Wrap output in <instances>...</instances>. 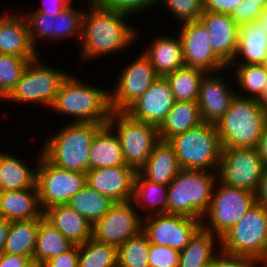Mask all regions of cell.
Wrapping results in <instances>:
<instances>
[{
    "label": "cell",
    "instance_id": "obj_46",
    "mask_svg": "<svg viewBox=\"0 0 267 267\" xmlns=\"http://www.w3.org/2000/svg\"><path fill=\"white\" fill-rule=\"evenodd\" d=\"M46 267H78V245L61 253L58 257L45 261Z\"/></svg>",
    "mask_w": 267,
    "mask_h": 267
},
{
    "label": "cell",
    "instance_id": "obj_52",
    "mask_svg": "<svg viewBox=\"0 0 267 267\" xmlns=\"http://www.w3.org/2000/svg\"><path fill=\"white\" fill-rule=\"evenodd\" d=\"M11 221L0 217V254L3 253Z\"/></svg>",
    "mask_w": 267,
    "mask_h": 267
},
{
    "label": "cell",
    "instance_id": "obj_36",
    "mask_svg": "<svg viewBox=\"0 0 267 267\" xmlns=\"http://www.w3.org/2000/svg\"><path fill=\"white\" fill-rule=\"evenodd\" d=\"M205 75L203 70L183 66L165 76L168 80L175 101H197L199 85Z\"/></svg>",
    "mask_w": 267,
    "mask_h": 267
},
{
    "label": "cell",
    "instance_id": "obj_51",
    "mask_svg": "<svg viewBox=\"0 0 267 267\" xmlns=\"http://www.w3.org/2000/svg\"><path fill=\"white\" fill-rule=\"evenodd\" d=\"M255 148L261 158L263 167L267 168V122L262 129V134Z\"/></svg>",
    "mask_w": 267,
    "mask_h": 267
},
{
    "label": "cell",
    "instance_id": "obj_48",
    "mask_svg": "<svg viewBox=\"0 0 267 267\" xmlns=\"http://www.w3.org/2000/svg\"><path fill=\"white\" fill-rule=\"evenodd\" d=\"M42 1L44 3V7L39 8L38 10L36 9V11L39 14L54 16L55 14L66 9L71 4L72 0H49L48 2H45L47 0Z\"/></svg>",
    "mask_w": 267,
    "mask_h": 267
},
{
    "label": "cell",
    "instance_id": "obj_21",
    "mask_svg": "<svg viewBox=\"0 0 267 267\" xmlns=\"http://www.w3.org/2000/svg\"><path fill=\"white\" fill-rule=\"evenodd\" d=\"M222 80L220 75H216V73H205L201 79L197 103L203 122L217 123L237 95Z\"/></svg>",
    "mask_w": 267,
    "mask_h": 267
},
{
    "label": "cell",
    "instance_id": "obj_50",
    "mask_svg": "<svg viewBox=\"0 0 267 267\" xmlns=\"http://www.w3.org/2000/svg\"><path fill=\"white\" fill-rule=\"evenodd\" d=\"M256 203L267 209V168L263 169L258 189L255 193Z\"/></svg>",
    "mask_w": 267,
    "mask_h": 267
},
{
    "label": "cell",
    "instance_id": "obj_20",
    "mask_svg": "<svg viewBox=\"0 0 267 267\" xmlns=\"http://www.w3.org/2000/svg\"><path fill=\"white\" fill-rule=\"evenodd\" d=\"M199 20L209 32L214 54L228 67L237 52L239 25L230 15L211 11H203Z\"/></svg>",
    "mask_w": 267,
    "mask_h": 267
},
{
    "label": "cell",
    "instance_id": "obj_32",
    "mask_svg": "<svg viewBox=\"0 0 267 267\" xmlns=\"http://www.w3.org/2000/svg\"><path fill=\"white\" fill-rule=\"evenodd\" d=\"M216 235L202 227L180 252L178 267H209L215 254Z\"/></svg>",
    "mask_w": 267,
    "mask_h": 267
},
{
    "label": "cell",
    "instance_id": "obj_56",
    "mask_svg": "<svg viewBox=\"0 0 267 267\" xmlns=\"http://www.w3.org/2000/svg\"><path fill=\"white\" fill-rule=\"evenodd\" d=\"M248 1H251L252 3H256L263 8L267 0H248Z\"/></svg>",
    "mask_w": 267,
    "mask_h": 267
},
{
    "label": "cell",
    "instance_id": "obj_22",
    "mask_svg": "<svg viewBox=\"0 0 267 267\" xmlns=\"http://www.w3.org/2000/svg\"><path fill=\"white\" fill-rule=\"evenodd\" d=\"M5 15L0 18V54H12L30 61L36 59L38 53L31 42L25 17Z\"/></svg>",
    "mask_w": 267,
    "mask_h": 267
},
{
    "label": "cell",
    "instance_id": "obj_38",
    "mask_svg": "<svg viewBox=\"0 0 267 267\" xmlns=\"http://www.w3.org/2000/svg\"><path fill=\"white\" fill-rule=\"evenodd\" d=\"M150 242L141 230L117 248L118 267H149Z\"/></svg>",
    "mask_w": 267,
    "mask_h": 267
},
{
    "label": "cell",
    "instance_id": "obj_16",
    "mask_svg": "<svg viewBox=\"0 0 267 267\" xmlns=\"http://www.w3.org/2000/svg\"><path fill=\"white\" fill-rule=\"evenodd\" d=\"M179 36L182 42L185 66L198 68L205 73L218 72L227 66L214 54L211 37L198 19L183 22Z\"/></svg>",
    "mask_w": 267,
    "mask_h": 267
},
{
    "label": "cell",
    "instance_id": "obj_13",
    "mask_svg": "<svg viewBox=\"0 0 267 267\" xmlns=\"http://www.w3.org/2000/svg\"><path fill=\"white\" fill-rule=\"evenodd\" d=\"M142 221V231L151 244L181 252L202 227L200 219L176 214H152Z\"/></svg>",
    "mask_w": 267,
    "mask_h": 267
},
{
    "label": "cell",
    "instance_id": "obj_57",
    "mask_svg": "<svg viewBox=\"0 0 267 267\" xmlns=\"http://www.w3.org/2000/svg\"><path fill=\"white\" fill-rule=\"evenodd\" d=\"M263 11L267 13V1H266V4L263 7Z\"/></svg>",
    "mask_w": 267,
    "mask_h": 267
},
{
    "label": "cell",
    "instance_id": "obj_23",
    "mask_svg": "<svg viewBox=\"0 0 267 267\" xmlns=\"http://www.w3.org/2000/svg\"><path fill=\"white\" fill-rule=\"evenodd\" d=\"M0 217L10 221L44 218L37 186L26 190L1 191Z\"/></svg>",
    "mask_w": 267,
    "mask_h": 267
},
{
    "label": "cell",
    "instance_id": "obj_11",
    "mask_svg": "<svg viewBox=\"0 0 267 267\" xmlns=\"http://www.w3.org/2000/svg\"><path fill=\"white\" fill-rule=\"evenodd\" d=\"M39 58L26 66L15 89L6 98L16 102L40 103L51 107L69 73L39 64Z\"/></svg>",
    "mask_w": 267,
    "mask_h": 267
},
{
    "label": "cell",
    "instance_id": "obj_15",
    "mask_svg": "<svg viewBox=\"0 0 267 267\" xmlns=\"http://www.w3.org/2000/svg\"><path fill=\"white\" fill-rule=\"evenodd\" d=\"M159 76L149 59L142 53L121 71L116 88L110 92L112 111H126L153 84Z\"/></svg>",
    "mask_w": 267,
    "mask_h": 267
},
{
    "label": "cell",
    "instance_id": "obj_44",
    "mask_svg": "<svg viewBox=\"0 0 267 267\" xmlns=\"http://www.w3.org/2000/svg\"><path fill=\"white\" fill-rule=\"evenodd\" d=\"M219 252L214 256L209 267H257L256 265L259 263L267 267V261L232 255L222 250Z\"/></svg>",
    "mask_w": 267,
    "mask_h": 267
},
{
    "label": "cell",
    "instance_id": "obj_2",
    "mask_svg": "<svg viewBox=\"0 0 267 267\" xmlns=\"http://www.w3.org/2000/svg\"><path fill=\"white\" fill-rule=\"evenodd\" d=\"M63 127L45 142L42 155L55 166L87 173L89 154L96 133L103 123H72Z\"/></svg>",
    "mask_w": 267,
    "mask_h": 267
},
{
    "label": "cell",
    "instance_id": "obj_8",
    "mask_svg": "<svg viewBox=\"0 0 267 267\" xmlns=\"http://www.w3.org/2000/svg\"><path fill=\"white\" fill-rule=\"evenodd\" d=\"M107 124L116 129L126 165L138 172L160 141L157 127L135 120L125 111H112Z\"/></svg>",
    "mask_w": 267,
    "mask_h": 267
},
{
    "label": "cell",
    "instance_id": "obj_30",
    "mask_svg": "<svg viewBox=\"0 0 267 267\" xmlns=\"http://www.w3.org/2000/svg\"><path fill=\"white\" fill-rule=\"evenodd\" d=\"M36 185L34 171L15 156L0 152V192L26 190Z\"/></svg>",
    "mask_w": 267,
    "mask_h": 267
},
{
    "label": "cell",
    "instance_id": "obj_42",
    "mask_svg": "<svg viewBox=\"0 0 267 267\" xmlns=\"http://www.w3.org/2000/svg\"><path fill=\"white\" fill-rule=\"evenodd\" d=\"M93 3L101 8L121 12L130 16L134 13H139L138 11L141 12L143 9L145 11L149 7H152V5L158 4V0H94Z\"/></svg>",
    "mask_w": 267,
    "mask_h": 267
},
{
    "label": "cell",
    "instance_id": "obj_18",
    "mask_svg": "<svg viewBox=\"0 0 267 267\" xmlns=\"http://www.w3.org/2000/svg\"><path fill=\"white\" fill-rule=\"evenodd\" d=\"M174 104L175 98L168 80L159 76L125 112L135 120L158 128Z\"/></svg>",
    "mask_w": 267,
    "mask_h": 267
},
{
    "label": "cell",
    "instance_id": "obj_26",
    "mask_svg": "<svg viewBox=\"0 0 267 267\" xmlns=\"http://www.w3.org/2000/svg\"><path fill=\"white\" fill-rule=\"evenodd\" d=\"M143 54L149 59L158 76L165 77L185 66L180 36H158Z\"/></svg>",
    "mask_w": 267,
    "mask_h": 267
},
{
    "label": "cell",
    "instance_id": "obj_43",
    "mask_svg": "<svg viewBox=\"0 0 267 267\" xmlns=\"http://www.w3.org/2000/svg\"><path fill=\"white\" fill-rule=\"evenodd\" d=\"M180 252L169 247L151 244L149 247V267H178Z\"/></svg>",
    "mask_w": 267,
    "mask_h": 267
},
{
    "label": "cell",
    "instance_id": "obj_7",
    "mask_svg": "<svg viewBox=\"0 0 267 267\" xmlns=\"http://www.w3.org/2000/svg\"><path fill=\"white\" fill-rule=\"evenodd\" d=\"M220 250L267 261V209L255 203L220 238Z\"/></svg>",
    "mask_w": 267,
    "mask_h": 267
},
{
    "label": "cell",
    "instance_id": "obj_53",
    "mask_svg": "<svg viewBox=\"0 0 267 267\" xmlns=\"http://www.w3.org/2000/svg\"><path fill=\"white\" fill-rule=\"evenodd\" d=\"M260 28H263L267 33V13L262 10L258 19L255 21Z\"/></svg>",
    "mask_w": 267,
    "mask_h": 267
},
{
    "label": "cell",
    "instance_id": "obj_29",
    "mask_svg": "<svg viewBox=\"0 0 267 267\" xmlns=\"http://www.w3.org/2000/svg\"><path fill=\"white\" fill-rule=\"evenodd\" d=\"M202 122L197 101H175L174 106L157 128L159 139L168 141L173 136L184 133Z\"/></svg>",
    "mask_w": 267,
    "mask_h": 267
},
{
    "label": "cell",
    "instance_id": "obj_45",
    "mask_svg": "<svg viewBox=\"0 0 267 267\" xmlns=\"http://www.w3.org/2000/svg\"><path fill=\"white\" fill-rule=\"evenodd\" d=\"M263 8L256 3L243 0L232 11L231 17L238 25L255 22L261 14Z\"/></svg>",
    "mask_w": 267,
    "mask_h": 267
},
{
    "label": "cell",
    "instance_id": "obj_35",
    "mask_svg": "<svg viewBox=\"0 0 267 267\" xmlns=\"http://www.w3.org/2000/svg\"><path fill=\"white\" fill-rule=\"evenodd\" d=\"M132 201L137 203L136 206L138 205V207L145 209L149 207L148 209L151 211L148 215L167 213L168 186L151 182L136 172ZM140 202L145 203L141 204Z\"/></svg>",
    "mask_w": 267,
    "mask_h": 267
},
{
    "label": "cell",
    "instance_id": "obj_54",
    "mask_svg": "<svg viewBox=\"0 0 267 267\" xmlns=\"http://www.w3.org/2000/svg\"><path fill=\"white\" fill-rule=\"evenodd\" d=\"M25 267H46V264L43 261L31 259L28 261Z\"/></svg>",
    "mask_w": 267,
    "mask_h": 267
},
{
    "label": "cell",
    "instance_id": "obj_5",
    "mask_svg": "<svg viewBox=\"0 0 267 267\" xmlns=\"http://www.w3.org/2000/svg\"><path fill=\"white\" fill-rule=\"evenodd\" d=\"M181 169L168 185L167 214L183 215L203 221L216 182L215 173Z\"/></svg>",
    "mask_w": 267,
    "mask_h": 267
},
{
    "label": "cell",
    "instance_id": "obj_58",
    "mask_svg": "<svg viewBox=\"0 0 267 267\" xmlns=\"http://www.w3.org/2000/svg\"><path fill=\"white\" fill-rule=\"evenodd\" d=\"M85 2H91V4L94 2V0H85Z\"/></svg>",
    "mask_w": 267,
    "mask_h": 267
},
{
    "label": "cell",
    "instance_id": "obj_12",
    "mask_svg": "<svg viewBox=\"0 0 267 267\" xmlns=\"http://www.w3.org/2000/svg\"><path fill=\"white\" fill-rule=\"evenodd\" d=\"M263 169L256 148H223L217 178L228 186L256 193Z\"/></svg>",
    "mask_w": 267,
    "mask_h": 267
},
{
    "label": "cell",
    "instance_id": "obj_39",
    "mask_svg": "<svg viewBox=\"0 0 267 267\" xmlns=\"http://www.w3.org/2000/svg\"><path fill=\"white\" fill-rule=\"evenodd\" d=\"M29 59L0 54V99H6L18 84Z\"/></svg>",
    "mask_w": 267,
    "mask_h": 267
},
{
    "label": "cell",
    "instance_id": "obj_10",
    "mask_svg": "<svg viewBox=\"0 0 267 267\" xmlns=\"http://www.w3.org/2000/svg\"><path fill=\"white\" fill-rule=\"evenodd\" d=\"M36 167V186L44 212L49 207L67 204L85 184L86 174L65 170L50 163L41 153Z\"/></svg>",
    "mask_w": 267,
    "mask_h": 267
},
{
    "label": "cell",
    "instance_id": "obj_17",
    "mask_svg": "<svg viewBox=\"0 0 267 267\" xmlns=\"http://www.w3.org/2000/svg\"><path fill=\"white\" fill-rule=\"evenodd\" d=\"M84 11H79L71 4L54 16L39 14L35 12L24 16L28 25L30 39L36 47V39H60L75 35L80 39L82 37V26ZM77 35V36H76Z\"/></svg>",
    "mask_w": 267,
    "mask_h": 267
},
{
    "label": "cell",
    "instance_id": "obj_41",
    "mask_svg": "<svg viewBox=\"0 0 267 267\" xmlns=\"http://www.w3.org/2000/svg\"><path fill=\"white\" fill-rule=\"evenodd\" d=\"M158 3L166 7L180 22L198 20L204 11V0H158Z\"/></svg>",
    "mask_w": 267,
    "mask_h": 267
},
{
    "label": "cell",
    "instance_id": "obj_3",
    "mask_svg": "<svg viewBox=\"0 0 267 267\" xmlns=\"http://www.w3.org/2000/svg\"><path fill=\"white\" fill-rule=\"evenodd\" d=\"M110 92L86 85L69 74L50 108L75 117L73 123L107 124L112 112Z\"/></svg>",
    "mask_w": 267,
    "mask_h": 267
},
{
    "label": "cell",
    "instance_id": "obj_49",
    "mask_svg": "<svg viewBox=\"0 0 267 267\" xmlns=\"http://www.w3.org/2000/svg\"><path fill=\"white\" fill-rule=\"evenodd\" d=\"M29 260L27 256L1 253L0 267H25Z\"/></svg>",
    "mask_w": 267,
    "mask_h": 267
},
{
    "label": "cell",
    "instance_id": "obj_14",
    "mask_svg": "<svg viewBox=\"0 0 267 267\" xmlns=\"http://www.w3.org/2000/svg\"><path fill=\"white\" fill-rule=\"evenodd\" d=\"M132 200L114 202L108 212L92 225V238L119 247L142 230V219ZM133 205V206H132Z\"/></svg>",
    "mask_w": 267,
    "mask_h": 267
},
{
    "label": "cell",
    "instance_id": "obj_1",
    "mask_svg": "<svg viewBox=\"0 0 267 267\" xmlns=\"http://www.w3.org/2000/svg\"><path fill=\"white\" fill-rule=\"evenodd\" d=\"M90 5L91 10L87 13L85 11L83 16L82 58H97L132 44L137 33L125 23V18L129 15L101 8L94 3Z\"/></svg>",
    "mask_w": 267,
    "mask_h": 267
},
{
    "label": "cell",
    "instance_id": "obj_55",
    "mask_svg": "<svg viewBox=\"0 0 267 267\" xmlns=\"http://www.w3.org/2000/svg\"><path fill=\"white\" fill-rule=\"evenodd\" d=\"M258 101L265 107L267 108V82L264 88V91L262 93V96L258 99Z\"/></svg>",
    "mask_w": 267,
    "mask_h": 267
},
{
    "label": "cell",
    "instance_id": "obj_28",
    "mask_svg": "<svg viewBox=\"0 0 267 267\" xmlns=\"http://www.w3.org/2000/svg\"><path fill=\"white\" fill-rule=\"evenodd\" d=\"M114 130L105 124L95 135L89 154V170L115 166H127L121 143Z\"/></svg>",
    "mask_w": 267,
    "mask_h": 267
},
{
    "label": "cell",
    "instance_id": "obj_59",
    "mask_svg": "<svg viewBox=\"0 0 267 267\" xmlns=\"http://www.w3.org/2000/svg\"><path fill=\"white\" fill-rule=\"evenodd\" d=\"M264 66L267 68V57H266V60H265Z\"/></svg>",
    "mask_w": 267,
    "mask_h": 267
},
{
    "label": "cell",
    "instance_id": "obj_25",
    "mask_svg": "<svg viewBox=\"0 0 267 267\" xmlns=\"http://www.w3.org/2000/svg\"><path fill=\"white\" fill-rule=\"evenodd\" d=\"M180 170L181 167L173 147L168 141L160 140L138 172L151 182L168 186Z\"/></svg>",
    "mask_w": 267,
    "mask_h": 267
},
{
    "label": "cell",
    "instance_id": "obj_31",
    "mask_svg": "<svg viewBox=\"0 0 267 267\" xmlns=\"http://www.w3.org/2000/svg\"><path fill=\"white\" fill-rule=\"evenodd\" d=\"M74 245L49 221L43 218L39 222L36 234L33 259L45 262L70 250Z\"/></svg>",
    "mask_w": 267,
    "mask_h": 267
},
{
    "label": "cell",
    "instance_id": "obj_34",
    "mask_svg": "<svg viewBox=\"0 0 267 267\" xmlns=\"http://www.w3.org/2000/svg\"><path fill=\"white\" fill-rule=\"evenodd\" d=\"M67 204L93 225L108 212L114 201L86 183Z\"/></svg>",
    "mask_w": 267,
    "mask_h": 267
},
{
    "label": "cell",
    "instance_id": "obj_37",
    "mask_svg": "<svg viewBox=\"0 0 267 267\" xmlns=\"http://www.w3.org/2000/svg\"><path fill=\"white\" fill-rule=\"evenodd\" d=\"M117 247L90 238L78 245V267H118Z\"/></svg>",
    "mask_w": 267,
    "mask_h": 267
},
{
    "label": "cell",
    "instance_id": "obj_6",
    "mask_svg": "<svg viewBox=\"0 0 267 267\" xmlns=\"http://www.w3.org/2000/svg\"><path fill=\"white\" fill-rule=\"evenodd\" d=\"M168 143L173 147L181 169H219L223 146L215 124L202 122L173 136Z\"/></svg>",
    "mask_w": 267,
    "mask_h": 267
},
{
    "label": "cell",
    "instance_id": "obj_47",
    "mask_svg": "<svg viewBox=\"0 0 267 267\" xmlns=\"http://www.w3.org/2000/svg\"><path fill=\"white\" fill-rule=\"evenodd\" d=\"M243 0H204V11L232 15V11Z\"/></svg>",
    "mask_w": 267,
    "mask_h": 267
},
{
    "label": "cell",
    "instance_id": "obj_40",
    "mask_svg": "<svg viewBox=\"0 0 267 267\" xmlns=\"http://www.w3.org/2000/svg\"><path fill=\"white\" fill-rule=\"evenodd\" d=\"M236 80L243 91L251 96L243 97L258 100L267 82V68L264 65H239L236 68Z\"/></svg>",
    "mask_w": 267,
    "mask_h": 267
},
{
    "label": "cell",
    "instance_id": "obj_24",
    "mask_svg": "<svg viewBox=\"0 0 267 267\" xmlns=\"http://www.w3.org/2000/svg\"><path fill=\"white\" fill-rule=\"evenodd\" d=\"M43 215L75 245L83 244L92 238V224L68 204L49 207L43 212Z\"/></svg>",
    "mask_w": 267,
    "mask_h": 267
},
{
    "label": "cell",
    "instance_id": "obj_9",
    "mask_svg": "<svg viewBox=\"0 0 267 267\" xmlns=\"http://www.w3.org/2000/svg\"><path fill=\"white\" fill-rule=\"evenodd\" d=\"M218 181L219 187L213 190L211 203L203 215V219L208 217L210 223L202 222V228L216 235L220 243V238L256 203V198L255 193Z\"/></svg>",
    "mask_w": 267,
    "mask_h": 267
},
{
    "label": "cell",
    "instance_id": "obj_4",
    "mask_svg": "<svg viewBox=\"0 0 267 267\" xmlns=\"http://www.w3.org/2000/svg\"><path fill=\"white\" fill-rule=\"evenodd\" d=\"M266 122L267 108L256 99L237 94L215 127L223 148H255Z\"/></svg>",
    "mask_w": 267,
    "mask_h": 267
},
{
    "label": "cell",
    "instance_id": "obj_33",
    "mask_svg": "<svg viewBox=\"0 0 267 267\" xmlns=\"http://www.w3.org/2000/svg\"><path fill=\"white\" fill-rule=\"evenodd\" d=\"M42 219L11 221L3 253L33 259L36 234Z\"/></svg>",
    "mask_w": 267,
    "mask_h": 267
},
{
    "label": "cell",
    "instance_id": "obj_27",
    "mask_svg": "<svg viewBox=\"0 0 267 267\" xmlns=\"http://www.w3.org/2000/svg\"><path fill=\"white\" fill-rule=\"evenodd\" d=\"M241 57L244 62H235ZM267 57V33L256 22L239 25V40L235 59L229 65H264ZM244 58V59H243ZM237 63V64H236ZM234 64V65H232Z\"/></svg>",
    "mask_w": 267,
    "mask_h": 267
},
{
    "label": "cell",
    "instance_id": "obj_19",
    "mask_svg": "<svg viewBox=\"0 0 267 267\" xmlns=\"http://www.w3.org/2000/svg\"><path fill=\"white\" fill-rule=\"evenodd\" d=\"M136 171L129 166L94 168L86 173V183L114 202L132 200Z\"/></svg>",
    "mask_w": 267,
    "mask_h": 267
}]
</instances>
